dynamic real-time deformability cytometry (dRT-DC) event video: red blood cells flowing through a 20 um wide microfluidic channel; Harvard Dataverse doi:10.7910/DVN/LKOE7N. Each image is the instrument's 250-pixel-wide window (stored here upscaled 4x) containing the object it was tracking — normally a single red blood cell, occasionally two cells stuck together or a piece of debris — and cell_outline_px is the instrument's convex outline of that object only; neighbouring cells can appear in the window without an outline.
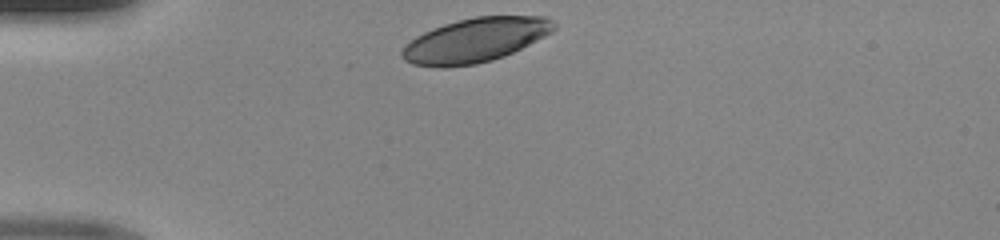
{"species": "human", "species_latin": "Homo sapiens", "temperature_condition": "room temperature", "stored_images_in_passage": 29, "camera_frame_rate_fps": 3000, "um_per_image_px": 0.085, "donor": {"sex": "male"}, "frame": {"image": 1, "passage_image": 1, "time_ms": 0.0, "image_size_px": [1000, 240], "cell_outline_px": [[556, 28], [552, 32], [504, 56], [492, 60], [476, 64], [444, 68], [440, 68], [412, 64], [404, 60], [400, 56], [400, 52], [416, 36], [432, 28], [444, 24], [476, 16], [544, 16], [552, 20], [556, 24]], "centroid_in_image_um": [40.38, 3.42], "position_along_channel_um": 44.6, "area_um2": 38.96}}
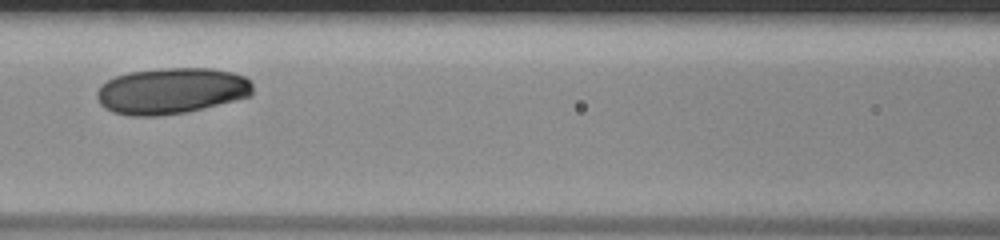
{"frame": {"image": 2, "passage_image": 11, "time_ms": 3.333, "image_size_px": [1000, 240], "cell_outline_px": [[252, 96], [184, 112], [156, 116], [128, 116], [112, 112], [104, 108], [100, 104], [96, 96], [96, 92], [108, 80], [116, 76], [128, 72], [164, 68], [212, 68], [232, 72], [244, 76], [252, 84]], "centroid_in_image_um": [14.55, 7.72], "position_along_channel_um": 152.0, "area_um2": 41.79}}
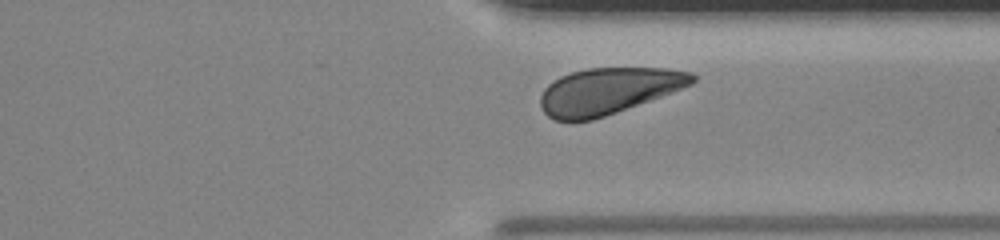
{"frame": {"image": 3, "passage_image": 26, "time_ms": 8.333, "image_size_px": [1000, 240], "cell_outline_px": [[696, 80], [692, 84], [672, 92], [616, 112], [592, 120], [556, 120], [548, 116], [544, 112], [540, 104], [540, 96], [544, 88], [548, 84], [560, 76], [572, 72], [588, 68], [668, 68], [692, 72], [696, 76]], "centroid_in_image_um": [51.7, 7.72], "position_along_channel_um": 359.7, "area_um2": 40.75}}